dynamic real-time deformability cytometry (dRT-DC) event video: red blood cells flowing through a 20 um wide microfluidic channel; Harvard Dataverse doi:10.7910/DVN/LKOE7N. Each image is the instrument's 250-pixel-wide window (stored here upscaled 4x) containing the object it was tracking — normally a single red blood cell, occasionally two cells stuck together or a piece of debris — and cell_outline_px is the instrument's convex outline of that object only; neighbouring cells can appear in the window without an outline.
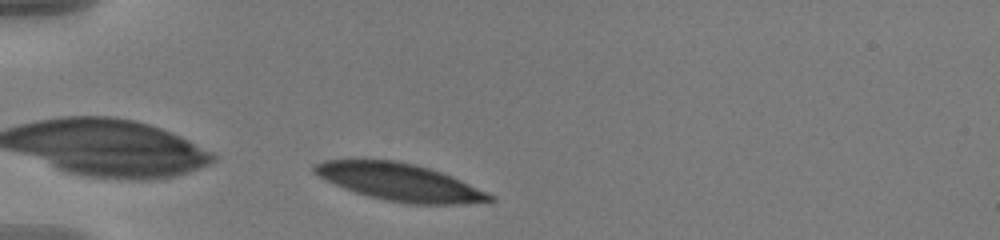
{"species": "human", "species_latin": "Homo sapiens", "temperature_condition": "warm", "stored_images_in_passage": 3, "camera_frame_rate_fps": 3000, "um_per_image_px": 0.085, "donor": {"sex": "male"}, "frame": {"image": 1, "passage_image": 1, "time_ms": 0.0, "image_size_px": [1000, 240], "cell_outline_px": [[496, 200], [460, 204], [412, 204], [388, 200], [356, 192], [336, 184], [312, 172], [312, 164], [324, 160], [396, 160], [416, 164], [452, 176], [496, 196]], "centroid_in_image_um": [34.0, 15.47], "position_along_channel_um": 51.0, "area_um2": 37.63}}
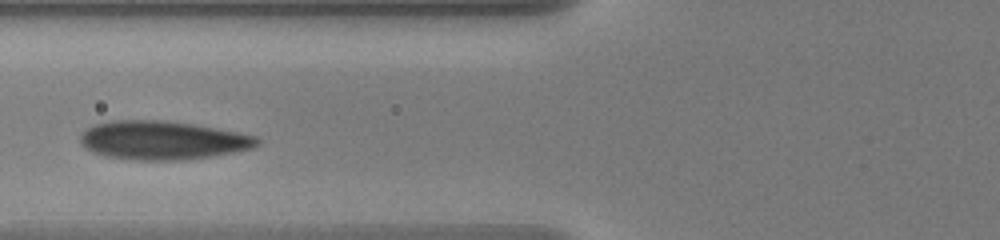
{"frame": {"image": 2, "passage_image": 3, "time_ms": 0.667, "image_size_px": [1000, 240], "cell_outline_px": [[260, 144], [252, 148], [212, 156], [180, 160], [132, 160], [104, 156], [92, 152], [84, 148], [80, 144], [80, 132], [84, 128], [108, 120], [164, 120], [192, 124], [236, 132], [256, 136], [260, 140]], "centroid_in_image_um": [13.73, 11.92], "position_along_channel_um": 112.1, "area_um2": 40.06}}